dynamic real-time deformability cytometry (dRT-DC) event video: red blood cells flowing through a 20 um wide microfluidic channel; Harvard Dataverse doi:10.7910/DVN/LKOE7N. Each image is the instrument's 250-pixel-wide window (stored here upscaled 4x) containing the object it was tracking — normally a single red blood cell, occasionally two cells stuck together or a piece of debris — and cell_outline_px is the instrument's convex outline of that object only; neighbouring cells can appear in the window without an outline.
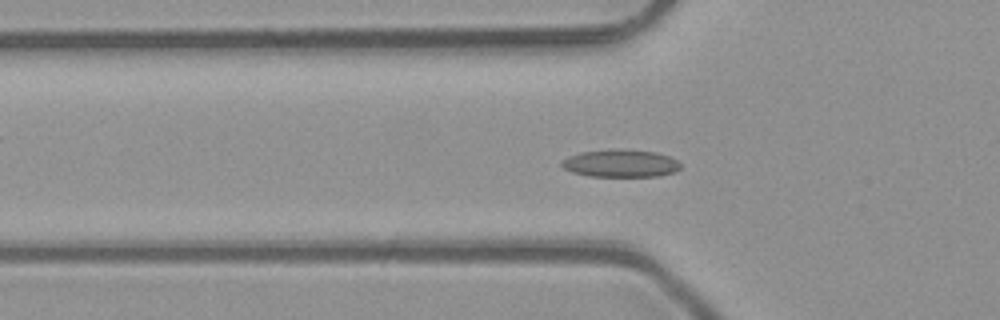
{"species": "common noctule bat (a hibernating species)", "species_latin": "Nyctalus noctula", "temperature_condition": "room temperature", "stored_images_in_passage": 48, "camera_frame_rate_fps": 3000, "um_per_image_px": 0.085, "animal": {"sex": "male", "body_mass_g": 23.1, "forearm_length_mm": 52.7}, "frame": {"image": 1, "passage_image": 13, "time_ms": 4.0, "image_size_px": [1000, 320], "cell_outline_px": [[680, 168], [672, 172], [660, 176], [588, 176], [572, 172], [564, 168], [560, 164], [568, 156], [580, 152], [656, 152], [668, 156], [676, 160], [680, 164]], "centroid_in_image_um": [52.74, 13.94], "position_along_channel_um": 73.1, "area_um2": 17.98}}
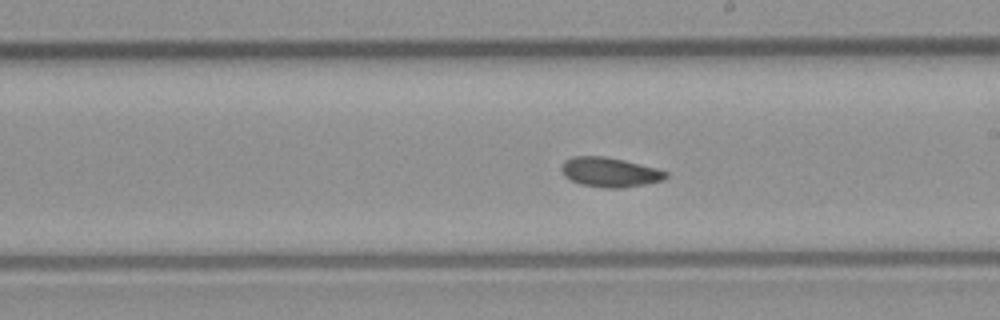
{"frame": {"image": 2, "passage_image": 25, "time_ms": 8.0, "image_size_px": [1000, 320], "cell_outline_px": [[668, 176], [664, 180], [624, 188], [604, 188], [580, 184], [564, 176], [560, 168], [564, 160], [572, 156], [604, 156], [624, 160], [656, 168], [668, 172]], "centroid_in_image_um": [51.82, 14.63], "position_along_channel_um": 237.2, "area_um2": 18.09}}
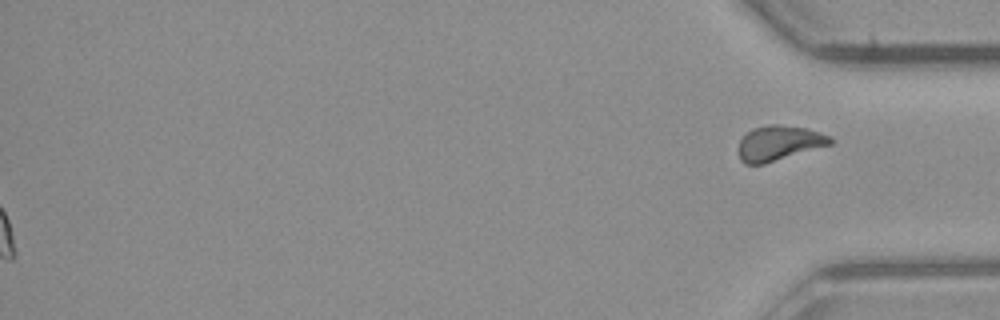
{"frame": {"image": 3, "passage_image": 48, "time_ms": 15.667, "image_size_px": [1000, 320], "cell_outline_px": [[836, 140], [832, 144], [764, 164], [744, 164], [740, 160], [740, 140], [752, 128], [772, 124], [776, 124], [804, 128], [828, 136]], "centroid_in_image_um": [66.21, 12.17], "position_along_channel_um": 369.0, "area_um2": 18.38}, "authors_computed_cell_mechanics": {"area_um2": 17.8602, "velocity_mm_per_s": 4.0841, "shape_relaxation_time_tau1_ms": 2.9331, "shape_relaxation_time_tau2_ms": 2.6942, "deformation_change_tau1": 0.0854, "deformation_change_tau2": 0.0822}}